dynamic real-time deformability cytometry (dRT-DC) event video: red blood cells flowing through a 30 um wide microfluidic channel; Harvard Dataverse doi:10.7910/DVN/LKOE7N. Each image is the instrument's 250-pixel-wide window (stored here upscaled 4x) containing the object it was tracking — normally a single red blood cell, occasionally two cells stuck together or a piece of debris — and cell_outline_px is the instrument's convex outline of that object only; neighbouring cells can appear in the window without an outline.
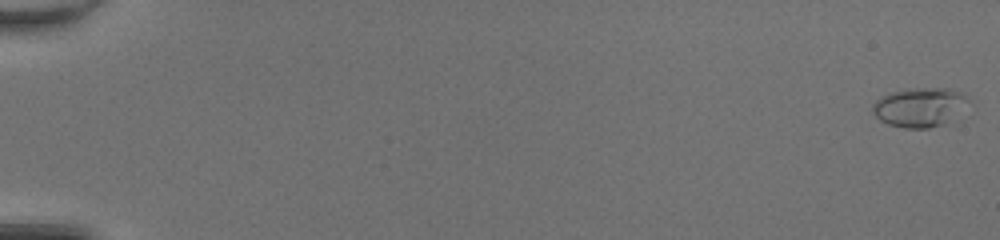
{"species": "common noctule bat (a hibernating species)", "species_latin": "Nyctalus noctula", "temperature_condition": "room temperature", "stored_images_in_passage": 47, "camera_frame_rate_fps": 3000, "um_per_image_px": 0.085, "animal": {"sex": "female", "body_mass_g": 20.0, "forearm_length_mm": 54.0}, "frame": {"image": 1, "passage_image": 1, "time_ms": 0.0, "image_size_px": [1000, 240], "cell_outline_px": [[968, 100], [944, 124], [928, 128], [904, 128], [888, 124], [880, 120], [872, 112], [872, 104], [876, 100], [892, 92], [908, 88], [948, 88], [960, 92], [968, 96]], "centroid_in_image_um": [78.1, 9.1], "position_along_channel_um": 6.9, "area_um2": 21.39}}
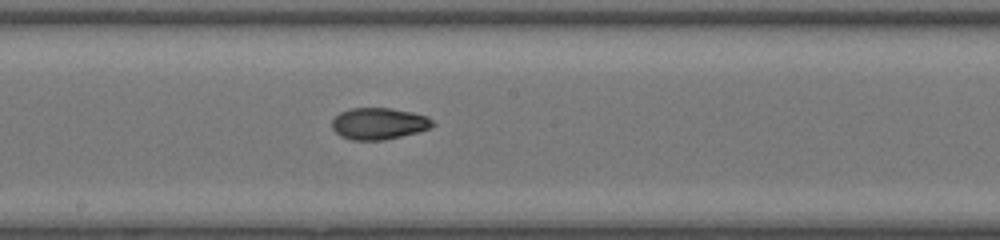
{"frame": {"image": 2, "passage_image": 30, "time_ms": 9.667, "image_size_px": [1000, 240], "cell_outline_px": [[436, 124], [428, 128], [416, 132], [384, 140], [352, 140], [340, 136], [332, 128], [332, 120], [340, 112], [348, 108], [392, 108], [412, 112], [428, 116]], "centroid_in_image_um": [32.18, 10.49], "position_along_channel_um": 216.0, "area_um2": 18.55}}
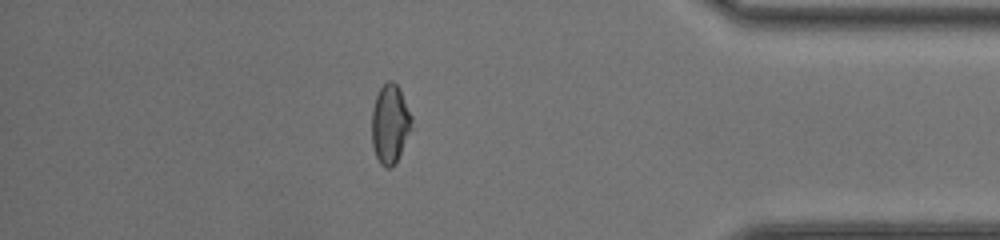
{"frame": {"image": 3, "passage_image": 45, "time_ms": 14.667, "image_size_px": [1000, 240], "cell_outline_px": [[412, 128], [396, 160], [388, 168], [384, 168], [380, 164], [376, 156], [372, 144], [372, 108], [376, 96], [380, 88], [388, 80], [392, 80], [400, 88], [412, 116]], "centroid_in_image_um": [33.15, 10.49], "position_along_channel_um": 402.1, "area_um2": 18.26}}